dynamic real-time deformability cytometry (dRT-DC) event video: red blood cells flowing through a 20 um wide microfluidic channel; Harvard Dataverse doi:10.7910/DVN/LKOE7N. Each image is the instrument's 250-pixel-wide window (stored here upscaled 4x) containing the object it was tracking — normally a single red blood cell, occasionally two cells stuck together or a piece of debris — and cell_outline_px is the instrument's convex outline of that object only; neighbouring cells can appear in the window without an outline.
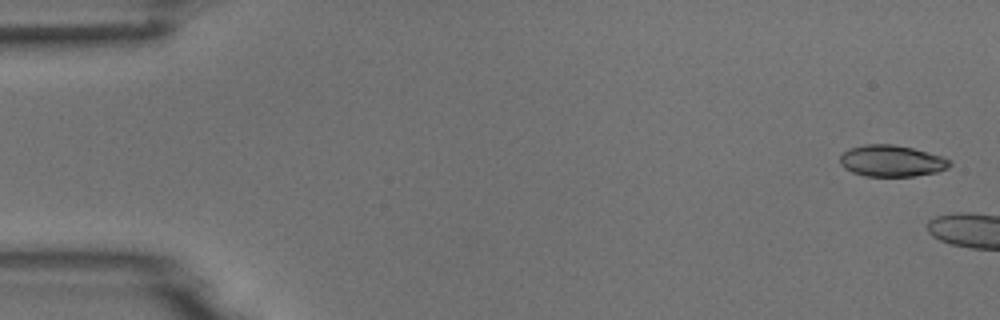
{"species": "common noctule bat (a hibernating species)", "species_latin": "Nyctalus noctula", "temperature_condition": "room temperature", "stored_images_in_passage": 3, "camera_frame_rate_fps": 3000, "um_per_image_px": 0.085, "animal": {"sex": "male", "body_mass_g": 18.8}, "frame": {"image": 1, "passage_image": 1, "time_ms": 0.0, "image_size_px": [1000, 320], "cell_outline_px": [[952, 164], [948, 168], [936, 172], [912, 176], [864, 176], [852, 172], [844, 168], [840, 164], [840, 156], [848, 148], [864, 144], [892, 144], [912, 148], [944, 156], [952, 160]], "centroid_in_image_um": [75.8, 13.67], "position_along_channel_um": 9.2, "area_um2": 20.29}}